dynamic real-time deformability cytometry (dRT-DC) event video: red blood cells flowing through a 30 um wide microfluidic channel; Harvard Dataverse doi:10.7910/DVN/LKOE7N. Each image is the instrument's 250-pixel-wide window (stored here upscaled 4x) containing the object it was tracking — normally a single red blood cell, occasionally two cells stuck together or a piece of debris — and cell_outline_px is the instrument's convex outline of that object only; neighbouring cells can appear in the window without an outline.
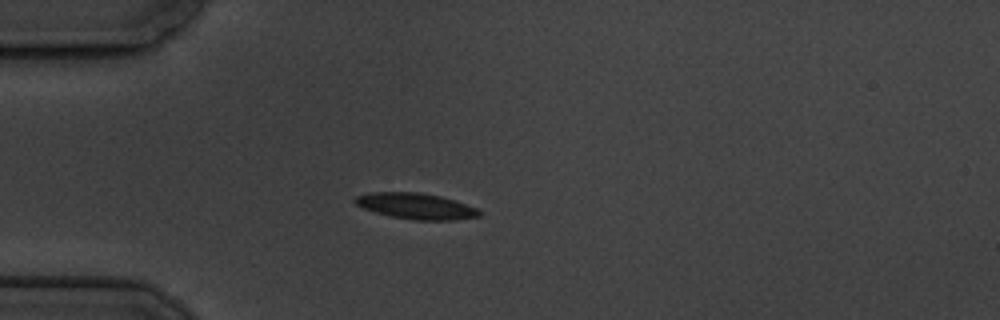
{"species": "common noctule bat (a hibernating species)", "species_latin": "Nyctalus noctula", "temperature_condition": "cold", "stored_images_in_passage": 3, "camera_frame_rate_fps": 3000, "um_per_image_px": 0.085, "animal": {"sex": "male", "body_mass_g": 19.5, "forearm_length_mm": 54.6}, "frame": {"image": 1, "passage_image": 3, "time_ms": 2.333, "image_size_px": [1000, 320], "cell_outline_px": [[484, 212], [480, 216], [456, 220], [412, 220], [392, 216], [376, 212], [364, 208], [356, 204], [352, 200], [356, 196], [368, 192], [420, 192], [440, 196], [476, 208]], "centroid_in_image_um": [35.35, 17.52], "position_along_channel_um": 49.6, "area_um2": 18.73}}